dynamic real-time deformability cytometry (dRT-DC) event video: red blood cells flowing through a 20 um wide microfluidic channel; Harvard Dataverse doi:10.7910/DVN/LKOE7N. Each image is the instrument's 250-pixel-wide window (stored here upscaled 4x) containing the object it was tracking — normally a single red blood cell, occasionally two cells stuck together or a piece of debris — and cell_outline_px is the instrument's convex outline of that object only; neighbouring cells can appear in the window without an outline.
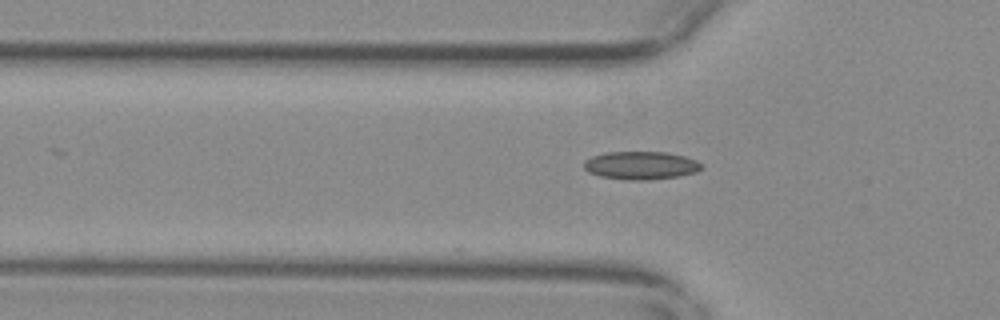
{"species": "common noctule bat (a hibernating species)", "species_latin": "Nyctalus noctula", "temperature_condition": "warm", "stored_images_in_passage": 40, "camera_frame_rate_fps": 3000, "um_per_image_px": 0.085, "animal": {"sex": "female", "body_mass_g": 29.2, "forearm_length_mm": 56.3}, "frame": {"image": 1, "passage_image": 2, "time_ms": 0.333, "image_size_px": [1000, 320], "cell_outline_px": [[704, 168], [696, 172], [676, 176], [648, 180], [624, 180], [600, 176], [588, 172], [584, 168], [584, 160], [592, 156], [604, 152], [668, 152], [684, 156], [696, 160]], "centroid_in_image_um": [54.45, 14.06], "position_along_channel_um": 71.4, "area_um2": 19.31}}
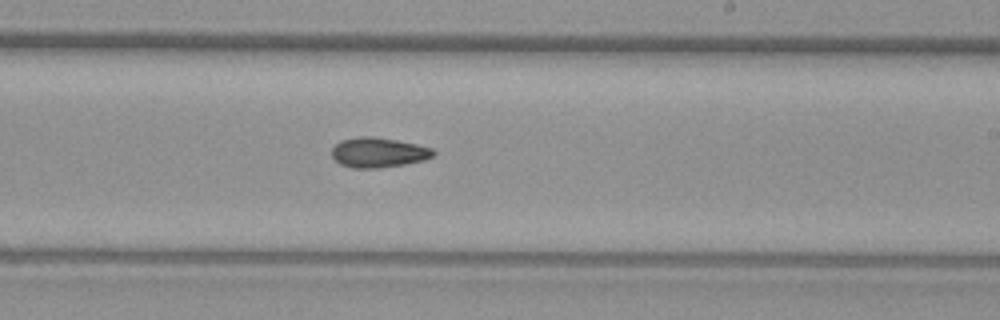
{"frame": {"image": 2, "passage_image": 17, "time_ms": 5.333, "image_size_px": [1000, 320], "cell_outline_px": [[436, 152], [432, 156], [424, 160], [404, 164], [380, 168], [352, 168], [340, 164], [332, 156], [332, 148], [340, 140], [360, 136], [372, 136], [396, 140], [416, 144], [432, 148]], "centroid_in_image_um": [32.15, 12.96], "position_along_channel_um": 256.9, "area_um2": 17.69}}
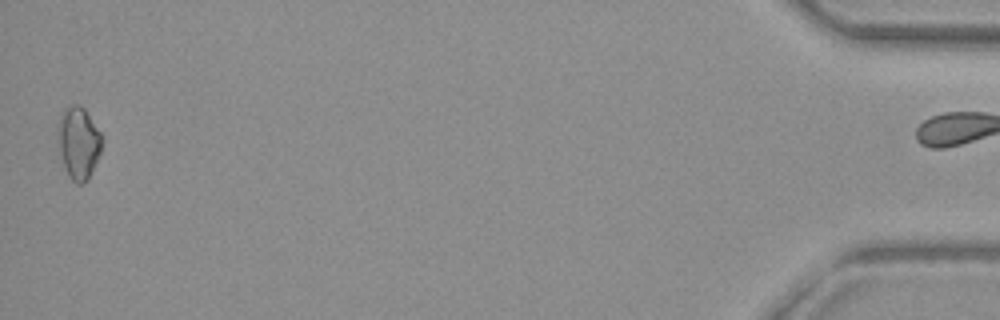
{"frame": {"image": 3, "passage_image": 39, "time_ms": 12.667, "image_size_px": [1000, 320], "cell_outline_px": [[104, 140], [100, 152], [88, 180], [84, 184], [76, 184], [68, 176], [60, 152], [56, 132], [60, 116], [64, 108], [72, 104], [80, 104], [84, 108], [104, 136]], "centroid_in_image_um": [6.69, 12.12], "position_along_channel_um": 428.5, "area_um2": 18.84}, "authors_computed_cell_mechanics": {"area_um2": 17.1377, "velocity_mm_per_s": 3.7034, "shape_relaxation_time_tau1_ms": 6.6951, "shape_relaxation_time_tau2_ms": 8.0328, "deformation_change_tau1": 0.1284, "deformation_change_tau2": 0.1382}}